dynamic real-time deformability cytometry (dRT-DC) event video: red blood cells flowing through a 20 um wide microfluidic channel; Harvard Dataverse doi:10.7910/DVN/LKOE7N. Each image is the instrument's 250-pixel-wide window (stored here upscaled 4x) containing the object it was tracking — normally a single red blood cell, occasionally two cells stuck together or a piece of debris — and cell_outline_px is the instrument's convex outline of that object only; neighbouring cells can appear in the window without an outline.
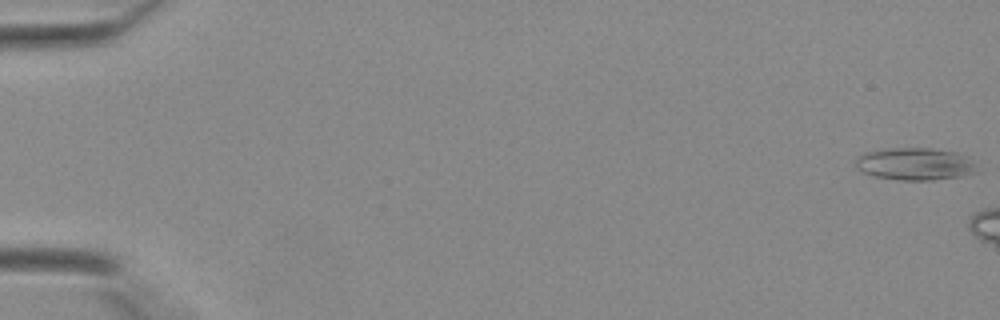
{"species": "Egyptian fruit bat (a non-hibernating species)", "species_latin": "Rousettus aegyptiacus", "temperature_condition": "warm", "stored_images_in_passage": 6, "camera_frame_rate_fps": 3000, "um_per_image_px": 0.085, "animal": {"sex": "female"}, "frame": {"image": 1, "passage_image": 1, "time_ms": 0.0, "image_size_px": [1000, 320], "cell_outline_px": [[976, 172], [960, 176], [932, 180], [900, 180], [872, 176], [860, 172], [856, 168], [856, 156], [864, 152], [892, 148], [932, 148], [956, 152], [964, 156], [972, 164]], "centroid_in_image_um": [77.66, 13.94], "position_along_channel_um": 7.3, "area_um2": 22.72}}